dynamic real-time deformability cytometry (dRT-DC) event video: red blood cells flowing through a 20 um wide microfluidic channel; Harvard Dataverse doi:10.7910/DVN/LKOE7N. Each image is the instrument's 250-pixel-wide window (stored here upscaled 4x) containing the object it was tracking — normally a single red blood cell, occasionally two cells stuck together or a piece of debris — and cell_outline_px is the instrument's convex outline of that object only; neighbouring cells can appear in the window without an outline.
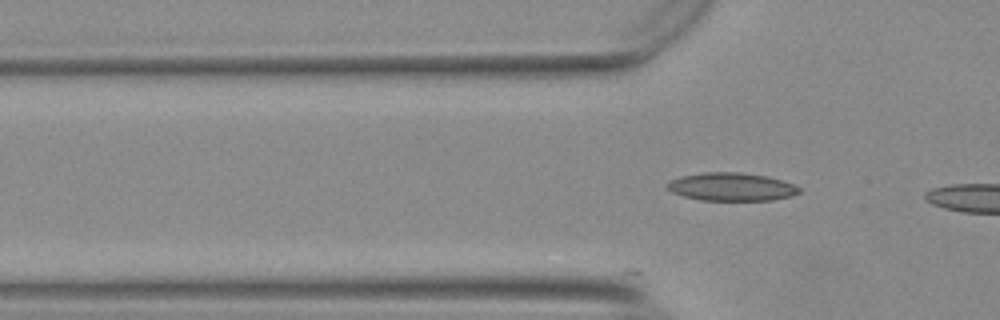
{"species": "Egyptian fruit bat (a non-hibernating species)", "species_latin": "Rousettus aegyptiacus", "temperature_condition": "warm", "stored_images_in_passage": 4, "camera_frame_rate_fps": 3000, "um_per_image_px": 0.085, "animal": {"sex": "female"}, "frame": {"image": 1, "passage_image": 4, "time_ms": 1.0, "image_size_px": [1000, 320], "cell_outline_px": [[800, 192], [792, 196], [772, 200], [700, 200], [684, 196], [672, 192], [668, 188], [668, 180], [680, 176], [704, 172], [740, 172], [768, 176], [792, 184], [800, 188]], "centroid_in_image_um": [62.16, 15.87], "position_along_channel_um": 63.6, "area_um2": 21.56}}